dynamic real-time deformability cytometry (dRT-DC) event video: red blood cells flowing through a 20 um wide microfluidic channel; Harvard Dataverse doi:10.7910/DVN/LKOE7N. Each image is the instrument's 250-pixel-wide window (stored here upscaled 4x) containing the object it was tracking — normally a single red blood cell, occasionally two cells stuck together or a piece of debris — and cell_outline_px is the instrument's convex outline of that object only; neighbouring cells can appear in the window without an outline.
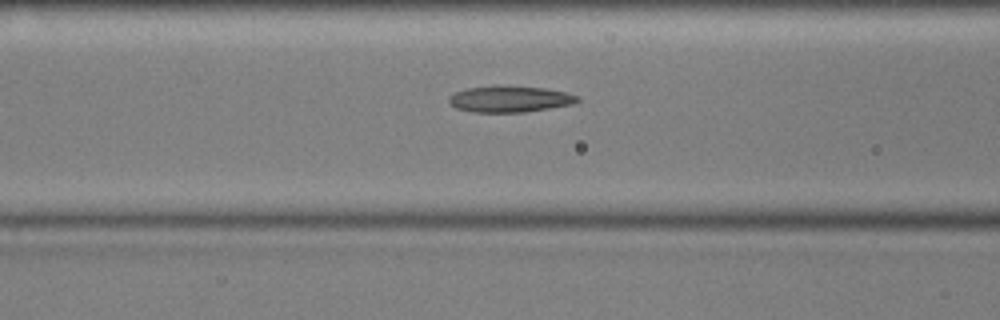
{"species": "common noctule bat (a hibernating species)", "species_latin": "Nyctalus noctula", "temperature_condition": "cold", "stored_images_in_passage": 55, "camera_frame_rate_fps": 3000, "um_per_image_px": 0.085, "animal": {"sex": "male", "body_mass_g": 17.9, "forearm_length_mm": 54.2}, "frame": {"image": 1, "passage_image": 21, "time_ms": 6.667, "image_size_px": [1000, 320], "cell_outline_px": [[580, 100], [572, 104], [524, 112], [472, 112], [456, 108], [448, 100], [448, 96], [456, 92], [468, 88], [496, 84], [544, 88], [564, 92], [580, 96]], "centroid_in_image_um": [43.31, 8.4], "position_along_channel_um": 123.3, "area_um2": 19.83}}
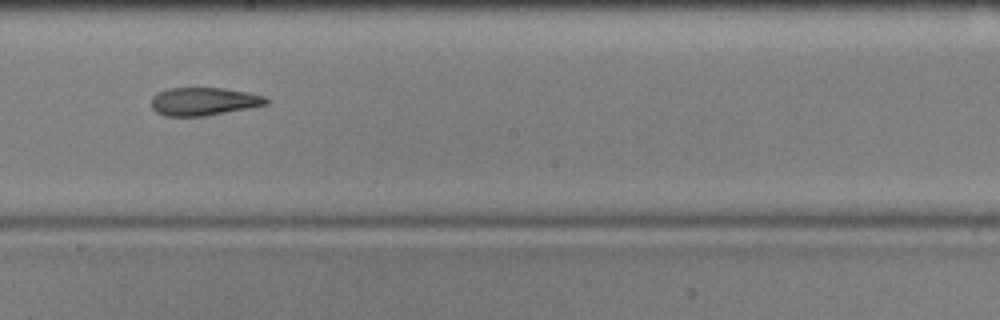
{"frame": {"image": 2, "passage_image": 30, "time_ms": 9.667, "image_size_px": [1000, 320], "cell_outline_px": [[268, 104], [248, 108], [204, 116], [164, 116], [156, 112], [152, 108], [152, 96], [156, 92], [168, 88], [224, 88], [248, 92], [264, 96], [268, 100]], "centroid_in_image_um": [17.28, 8.62], "position_along_channel_um": 230.9, "area_um2": 18.79}}
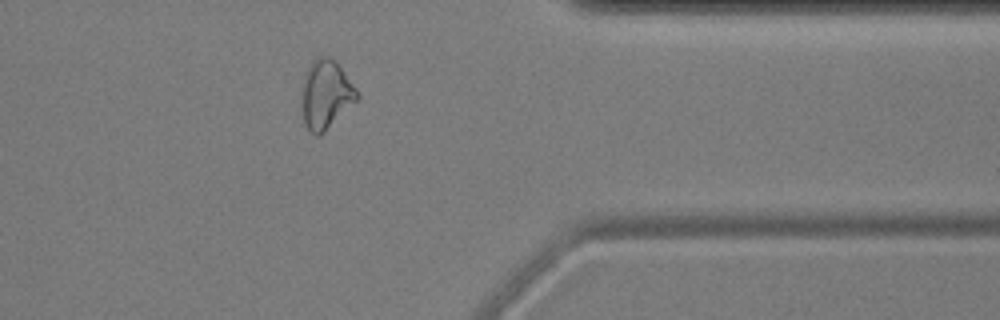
{"frame": {"image": 3, "passage_image": 44, "time_ms": 14.333, "image_size_px": [1000, 320], "cell_outline_px": [[360, 100], [324, 132], [316, 136], [308, 128], [304, 120], [300, 100], [300, 96], [304, 76], [312, 60], [316, 56], [328, 56], [340, 64], [356, 88], [360, 96]], "centroid_in_image_um": [27.72, 8.01], "position_along_channel_um": 383.7, "area_um2": 22.72}, "authors_computed_cell_mechanics": {"area_um2": 20.6346, "velocity_mm_per_s": 3.5818, "shape_relaxation_time_tau1_ms": null, "shape_relaxation_time_tau2_ms": 6.6535, "deformation_change_tau1": null, "deformation_change_tau2": 0.1763}}